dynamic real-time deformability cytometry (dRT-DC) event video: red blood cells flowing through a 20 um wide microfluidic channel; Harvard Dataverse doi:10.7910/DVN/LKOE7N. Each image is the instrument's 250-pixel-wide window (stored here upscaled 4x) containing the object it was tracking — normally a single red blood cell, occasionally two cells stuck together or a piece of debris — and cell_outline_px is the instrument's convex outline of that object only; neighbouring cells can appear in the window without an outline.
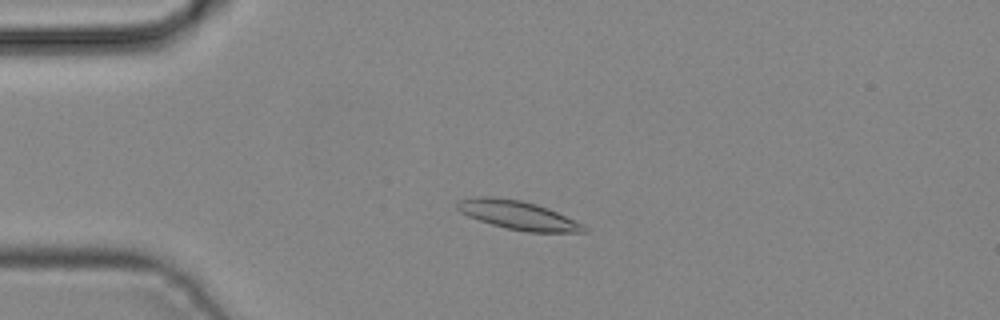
{"species": "common noctule bat (a hibernating species)", "species_latin": "Nyctalus noctula", "temperature_condition": "cold", "stored_images_in_passage": 4, "camera_frame_rate_fps": 3000, "um_per_image_px": 0.085, "animal": {"sex": "male", "body_mass_g": 19.2, "forearm_length_mm": 51.8}, "frame": {"image": 1, "passage_image": 2, "time_ms": 0.333, "image_size_px": [1000, 320], "cell_outline_px": [[588, 232], [528, 232], [508, 228], [492, 224], [468, 216], [460, 212], [456, 208], [456, 204], [460, 200], [476, 196], [492, 196], [520, 200], [536, 204], [548, 208], [584, 224], [588, 228]], "centroid_in_image_um": [44.04, 18.28], "position_along_channel_um": 41.0, "area_um2": 21.15}}